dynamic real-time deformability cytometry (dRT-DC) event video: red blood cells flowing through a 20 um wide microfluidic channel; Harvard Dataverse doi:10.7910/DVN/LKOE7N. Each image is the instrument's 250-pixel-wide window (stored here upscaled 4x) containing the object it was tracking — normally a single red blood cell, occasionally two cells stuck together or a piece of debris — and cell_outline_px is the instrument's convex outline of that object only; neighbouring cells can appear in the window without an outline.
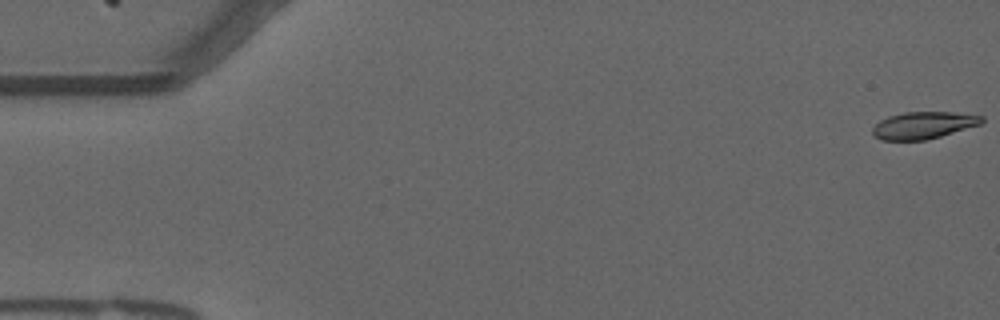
{"species": "common noctule bat (a hibernating species)", "species_latin": "Nyctalus noctula", "temperature_condition": "warm", "stored_images_in_passage": 56, "camera_frame_rate_fps": 3000, "um_per_image_px": 0.085, "animal": {"sex": "male", "forearm_length_mm": 52.5}, "frame": {"image": 1, "passage_image": 1, "time_ms": 0.0, "image_size_px": [1000, 320], "cell_outline_px": [[984, 120], [980, 124], [940, 136], [924, 140], [880, 140], [872, 136], [872, 128], [880, 120], [888, 116], [904, 112], [952, 112], [984, 116]], "centroid_in_image_um": [78.44, 10.64], "position_along_channel_um": 6.6, "area_um2": 17.17}}
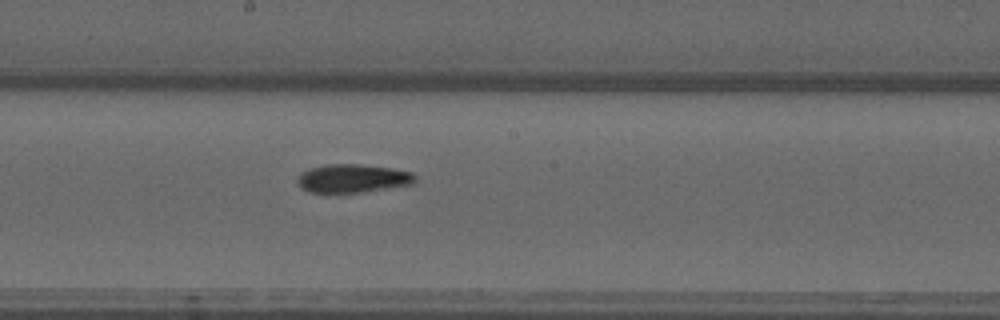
{"frame": {"image": 2, "passage_image": 30, "time_ms": 9.667, "image_size_px": [1000, 320], "cell_outline_px": [[416, 184], [360, 192], [308, 192], [296, 180], [300, 172], [308, 168], [328, 164], [360, 164], [392, 168], [412, 172], [416, 176]], "centroid_in_image_um": [30.01, 15.15], "position_along_channel_um": 218.2, "area_um2": 19.54}}
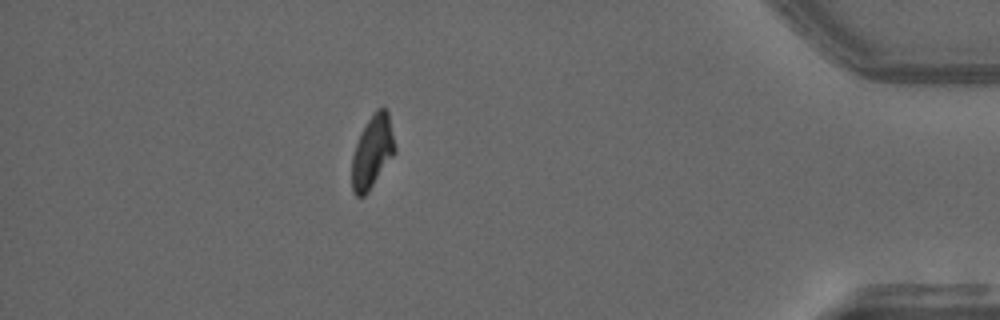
{"frame": {"image": 3, "passage_image": 49, "time_ms": 16.0, "image_size_px": [1000, 320], "cell_outline_px": [[396, 152], [368, 192], [364, 196], [356, 196], [352, 192], [352, 156], [356, 144], [368, 120], [376, 108], [384, 108], [388, 112], [396, 148]], "centroid_in_image_um": [31.66, 12.92], "position_along_channel_um": 403.5, "area_um2": 18.03}}